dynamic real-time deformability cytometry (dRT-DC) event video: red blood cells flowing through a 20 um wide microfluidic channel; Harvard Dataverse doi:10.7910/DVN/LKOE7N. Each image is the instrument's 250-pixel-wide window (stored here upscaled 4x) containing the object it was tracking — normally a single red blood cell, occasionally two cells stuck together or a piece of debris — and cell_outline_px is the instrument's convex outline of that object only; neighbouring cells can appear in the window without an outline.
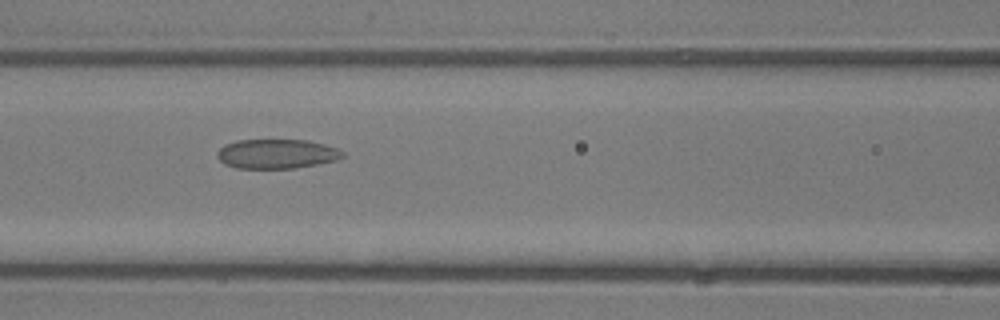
{"species": "common noctule bat (a hibernating species)", "species_latin": "Nyctalus noctula", "temperature_condition": "room temperature", "stored_images_in_passage": 8, "camera_frame_rate_fps": 3000, "um_per_image_px": 0.085, "animal": {"sex": "male", "body_mass_g": 13.3}, "frame": {"image": 1, "passage_image": 6, "time_ms": 7.0, "image_size_px": [1000, 320], "cell_outline_px": [[344, 156], [336, 160], [296, 168], [236, 168], [224, 164], [216, 156], [216, 152], [224, 144], [236, 140], [308, 140], [324, 144], [336, 148], [344, 152]], "centroid_in_image_um": [23.48, 13.07], "position_along_channel_um": 143.1, "area_um2": 21.56}}
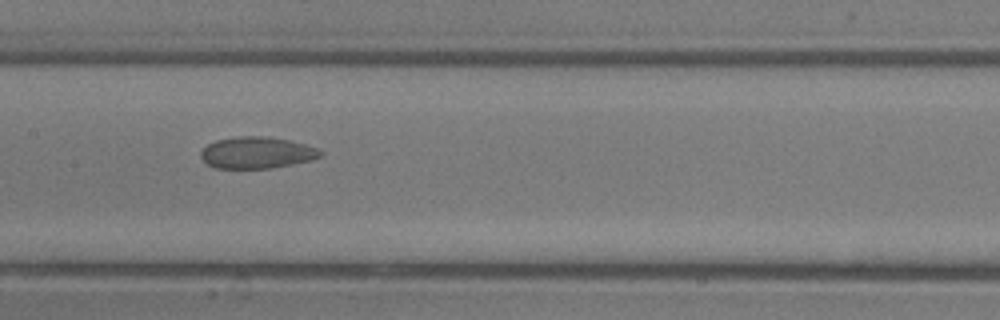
{"frame": {"image": 2, "passage_image": 7, "time_ms": 8.0, "image_size_px": [1000, 320], "cell_outline_px": [[324, 156], [292, 164], [268, 168], [216, 168], [208, 164], [200, 156], [200, 152], [208, 144], [216, 140], [236, 136], [268, 136], [292, 140], [316, 148], [324, 152]], "centroid_in_image_um": [21.84, 12.96], "position_along_channel_um": 185.6, "area_um2": 22.02}}
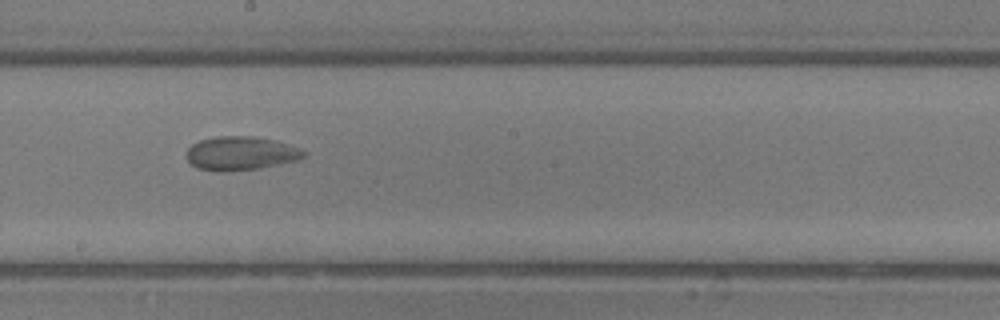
{"frame": {"image": 3, "passage_image": 8, "time_ms": 9.0, "image_size_px": [1000, 320], "cell_outline_px": [[308, 156], [300, 160], [260, 168], [224, 172], [196, 168], [188, 160], [188, 148], [192, 144], [200, 140], [216, 136], [252, 136], [276, 140], [300, 148], [308, 152]], "centroid_in_image_um": [20.53, 13.03], "position_along_channel_um": 227.7, "area_um2": 23.29}}